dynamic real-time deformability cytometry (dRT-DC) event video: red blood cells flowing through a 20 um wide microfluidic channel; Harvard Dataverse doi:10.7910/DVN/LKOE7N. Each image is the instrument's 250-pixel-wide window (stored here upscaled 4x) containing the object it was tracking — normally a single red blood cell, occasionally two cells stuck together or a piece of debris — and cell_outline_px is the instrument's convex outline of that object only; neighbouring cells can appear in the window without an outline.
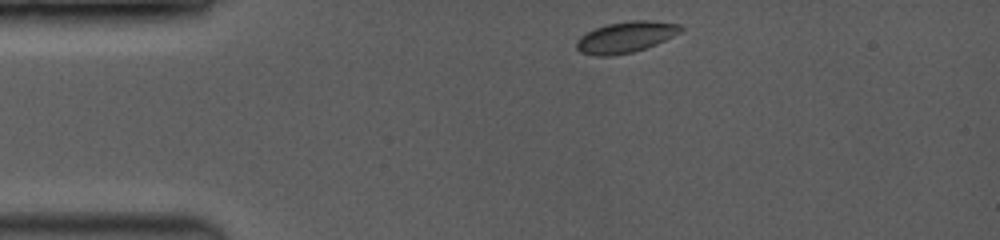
{"species": "common noctule bat (a hibernating species)", "species_latin": "Nyctalus noctula", "temperature_condition": "room temperature", "stored_images_in_passage": 30, "camera_frame_rate_fps": 3500, "um_per_image_px": 0.085, "animal": {"sex": "female", "body_mass_g": 19.0, "forearm_length_mm": 53.3}, "frame": {"image": 1, "passage_image": 1, "time_ms": 0.0, "image_size_px": [1000, 240], "cell_outline_px": [[684, 28], [680, 32], [656, 44], [632, 52], [612, 56], [596, 56], [580, 52], [576, 48], [576, 40], [580, 36], [596, 28], [608, 24], [632, 20], [644, 20], [680, 24]], "centroid_in_image_um": [53.16, 3.16], "position_along_channel_um": 31.8, "area_um2": 18.67}}
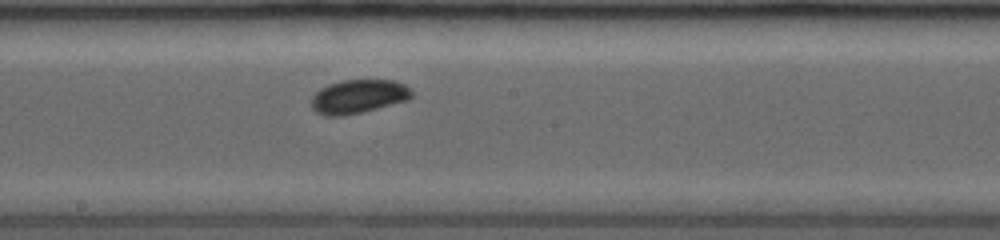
{"frame": {"image": 2, "passage_image": 13, "time_ms": 5.714, "image_size_px": [1000, 240], "cell_outline_px": [[412, 96], [408, 100], [344, 116], [324, 116], [316, 112], [312, 108], [312, 96], [320, 88], [328, 84], [344, 80], [392, 80], [404, 84], [412, 92]], "centroid_in_image_um": [30.43, 8.2], "position_along_channel_um": 217.8, "area_um2": 19.59}}
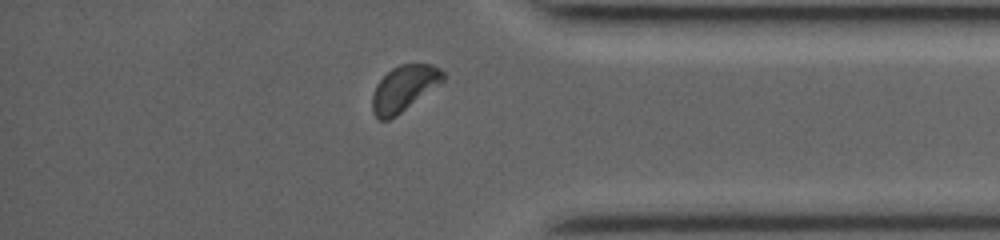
{"frame": {"image": 3, "passage_image": 26, "time_ms": 10.286, "image_size_px": [1000, 240], "cell_outline_px": [[444, 80], [440, 84], [396, 116], [388, 120], [380, 120], [372, 112], [372, 96], [376, 84], [392, 68], [400, 64], [432, 64], [440, 68], [444, 72]], "centroid_in_image_um": [34.34, 7.51], "position_along_channel_um": 400.9, "area_um2": 18.79}, "authors_computed_cell_mechanics": {"area_um2": 19.2474, "velocity_mm_per_s": 4.083, "shape_relaxation_time_tau1_ms": 1.247, "shape_relaxation_time_tau2_ms": null, "deformation_change_tau1": 0.0378, "deformation_change_tau2": null}}